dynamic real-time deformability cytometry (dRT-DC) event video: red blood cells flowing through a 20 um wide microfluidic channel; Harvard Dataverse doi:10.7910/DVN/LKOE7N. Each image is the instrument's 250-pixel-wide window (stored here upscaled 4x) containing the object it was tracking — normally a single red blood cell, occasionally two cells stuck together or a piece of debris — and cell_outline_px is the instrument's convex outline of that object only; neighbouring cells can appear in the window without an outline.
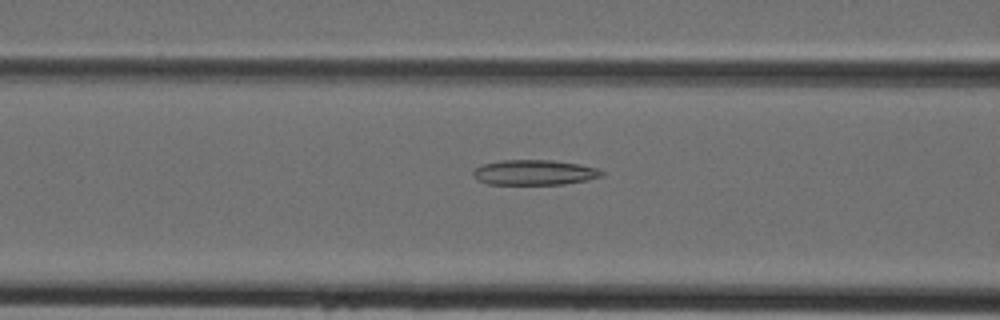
{"species": "Egyptian fruit bat (a non-hibernating species)", "species_latin": "Rousettus aegyptiacus", "temperature_condition": "cold", "stored_images_in_passage": 40, "camera_frame_rate_fps": 3000, "um_per_image_px": 0.085, "animal": {"sex": "female"}, "frame": {"image": 1, "passage_image": 15, "time_ms": 4.667, "image_size_px": [1000, 320], "cell_outline_px": [[604, 176], [588, 180], [564, 184], [488, 184], [476, 180], [472, 176], [472, 172], [476, 168], [484, 164], [500, 160], [552, 160], [580, 164], [596, 168], [604, 172]], "centroid_in_image_um": [45.42, 14.66], "position_along_channel_um": 121.2, "area_um2": 18.96}}
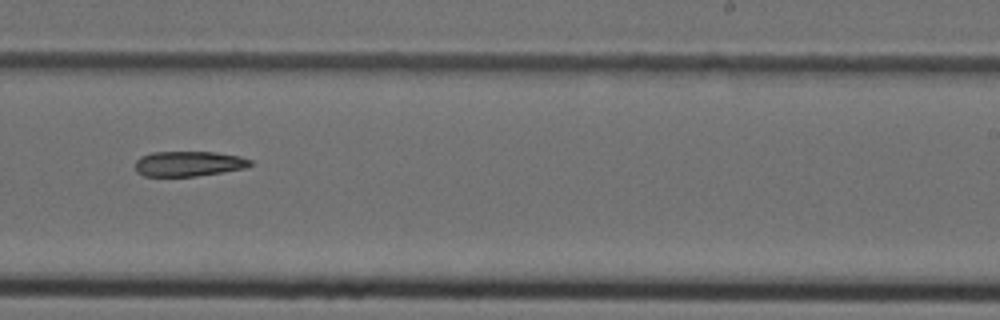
{"frame": {"image": 2, "passage_image": 25, "time_ms": 8.0, "image_size_px": [1000, 320], "cell_outline_px": [[252, 164], [244, 168], [196, 176], [144, 176], [136, 172], [136, 160], [140, 156], [152, 152], [216, 152], [240, 156], [252, 160]], "centroid_in_image_um": [16.01, 13.91], "position_along_channel_um": 273.0, "area_um2": 16.82}}
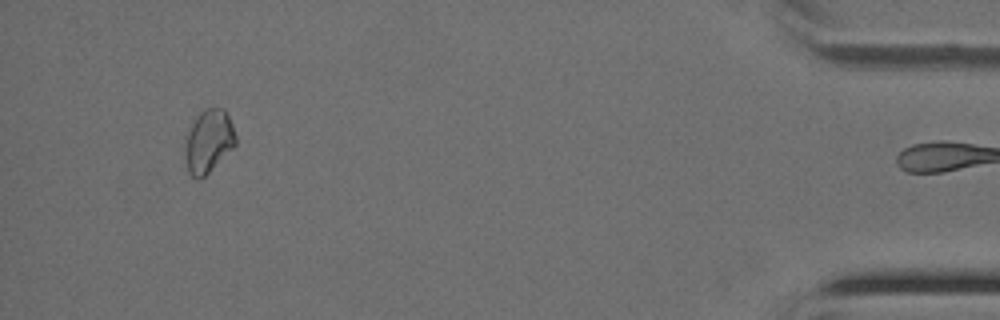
{"frame": {"image": 3, "passage_image": 39, "time_ms": 12.667, "image_size_px": [1000, 320], "cell_outline_px": [[236, 144], [200, 180], [196, 180], [188, 172], [184, 152], [184, 136], [200, 112], [204, 108], [224, 108], [232, 124], [236, 136]], "centroid_in_image_um": [17.69, 12.0], "position_along_channel_um": 417.5, "area_um2": 18.61}}